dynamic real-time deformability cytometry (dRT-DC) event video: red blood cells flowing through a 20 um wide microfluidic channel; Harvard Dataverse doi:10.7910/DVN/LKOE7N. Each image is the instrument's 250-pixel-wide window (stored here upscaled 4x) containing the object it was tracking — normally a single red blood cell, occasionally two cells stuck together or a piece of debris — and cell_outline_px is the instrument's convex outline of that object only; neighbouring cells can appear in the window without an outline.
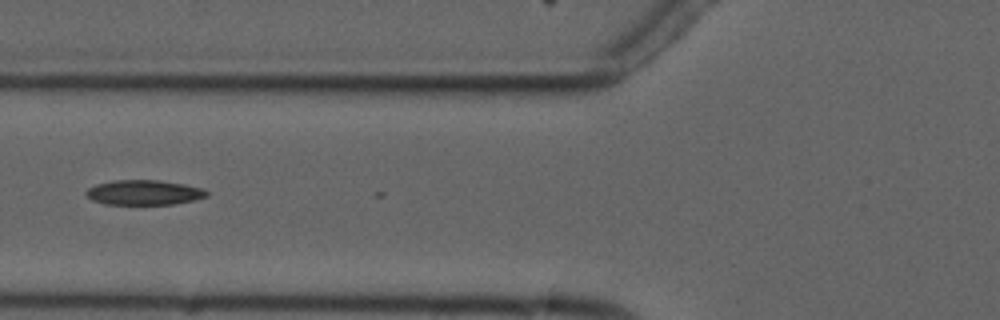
{"species": "common noctule bat (a hibernating species)", "species_latin": "Nyctalus noctula", "temperature_condition": "cold", "stored_images_in_passage": 6, "camera_frame_rate_fps": 3000, "um_per_image_px": 0.085, "animal": {"sex": "male", "forearm_length_mm": 52.5}, "frame": {"image": 1, "passage_image": 4, "time_ms": 3.667, "image_size_px": [1000, 320], "cell_outline_px": [[208, 196], [192, 200], [172, 204], [104, 204], [92, 200], [84, 192], [88, 188], [96, 184], [112, 180], [160, 180], [184, 184], [204, 188], [208, 192]], "centroid_in_image_um": [12.23, 16.35], "position_along_channel_um": 113.6, "area_um2": 17.51}}
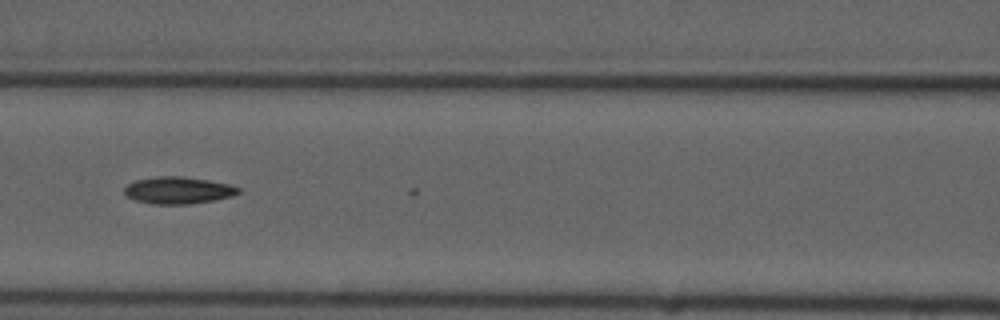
{"frame": {"image": 2, "passage_image": 5, "time_ms": 4.667, "image_size_px": [1000, 320], "cell_outline_px": [[240, 192], [232, 196], [212, 200], [188, 204], [152, 204], [136, 200], [128, 196], [124, 192], [124, 188], [128, 184], [136, 180], [156, 176], [184, 176], [232, 184], [240, 188]], "centroid_in_image_um": [15.16, 16.16], "position_along_channel_um": 151.4, "area_um2": 17.92}}